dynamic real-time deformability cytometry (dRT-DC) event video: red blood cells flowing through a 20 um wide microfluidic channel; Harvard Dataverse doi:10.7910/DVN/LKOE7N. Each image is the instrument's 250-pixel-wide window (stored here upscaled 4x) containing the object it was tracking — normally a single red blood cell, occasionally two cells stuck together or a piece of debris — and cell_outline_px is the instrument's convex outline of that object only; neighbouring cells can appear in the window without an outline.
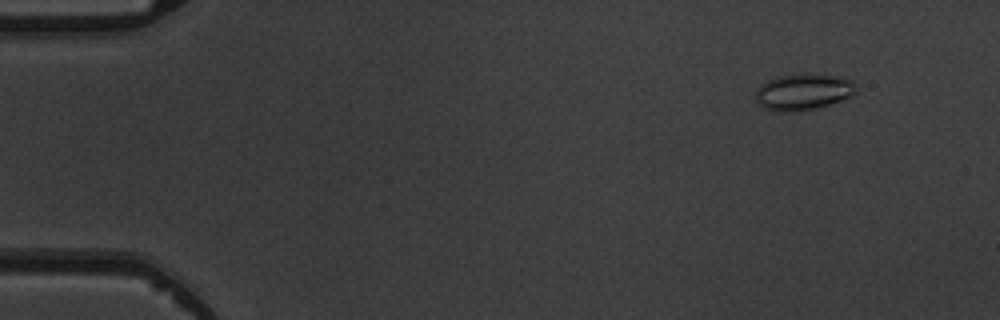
{"species": "common noctule bat (a hibernating species)", "species_latin": "Nyctalus noctula", "temperature_condition": "warm", "stored_images_in_passage": 5, "camera_frame_rate_fps": 3000, "um_per_image_px": 0.085, "animal": {"sex": "male", "body_mass_g": 19.5, "forearm_length_mm": 54.6}, "frame": {"image": 1, "passage_image": 2, "time_ms": 1.333, "image_size_px": [1000, 320], "cell_outline_px": [[856, 92], [852, 96], [828, 104], [812, 108], [792, 112], [780, 112], [764, 108], [756, 100], [756, 88], [760, 84], [776, 76], [796, 72], [812, 72], [840, 76], [852, 80], [856, 84]], "centroid_in_image_um": [68.27, 7.75], "position_along_channel_um": 16.7, "area_um2": 21.79}}